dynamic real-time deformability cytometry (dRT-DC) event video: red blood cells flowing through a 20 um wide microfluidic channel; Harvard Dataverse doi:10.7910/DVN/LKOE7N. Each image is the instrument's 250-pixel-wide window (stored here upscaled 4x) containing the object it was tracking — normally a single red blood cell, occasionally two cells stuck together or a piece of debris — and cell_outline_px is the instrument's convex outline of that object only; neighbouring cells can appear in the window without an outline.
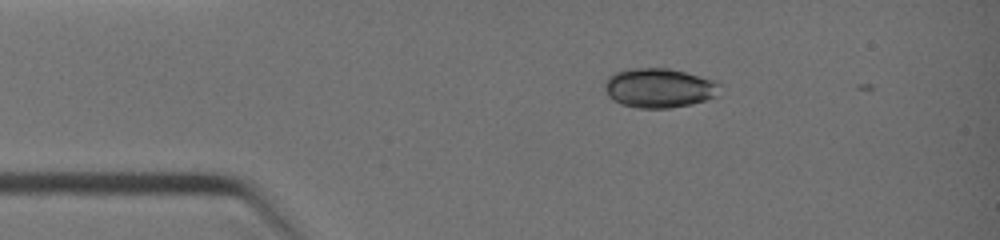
{"species": "common noctule bat (a hibernating species)", "species_latin": "Nyctalus noctula", "temperature_condition": "warm", "stored_images_in_passage": 3, "camera_frame_rate_fps": 3000, "um_per_image_px": 0.085, "animal": {"sex": "female", "body_mass_g": 19.0, "forearm_length_mm": 51.5}, "frame": {"image": 1, "passage_image": 1, "time_ms": 0.0, "image_size_px": [1000, 240], "cell_outline_px": [[720, 84], [716, 96], [692, 104], [668, 108], [636, 108], [620, 104], [612, 100], [608, 96], [604, 88], [604, 84], [608, 76], [616, 72], [628, 68], [668, 68], [716, 80]], "centroid_in_image_um": [55.98, 7.48], "position_along_channel_um": 29.0, "area_um2": 26.59}}